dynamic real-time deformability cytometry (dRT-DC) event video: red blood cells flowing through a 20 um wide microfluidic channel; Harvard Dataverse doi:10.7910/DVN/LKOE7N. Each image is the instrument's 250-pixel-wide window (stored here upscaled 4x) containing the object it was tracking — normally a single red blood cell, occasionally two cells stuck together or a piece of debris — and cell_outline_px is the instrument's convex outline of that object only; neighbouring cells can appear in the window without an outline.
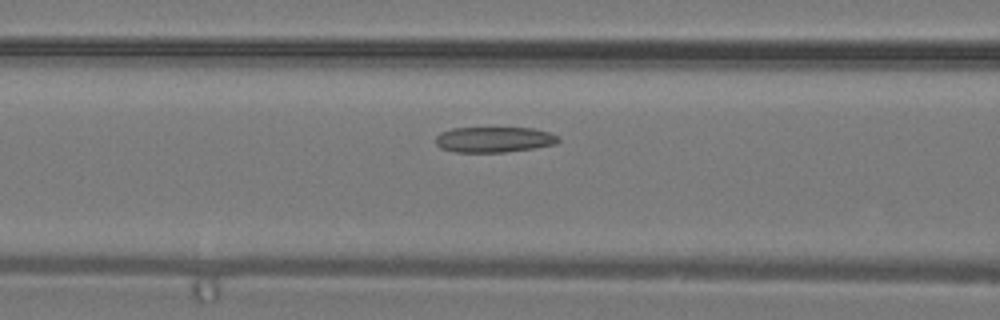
{"species": "common noctule bat (a hibernating species)", "species_latin": "Nyctalus noctula", "temperature_condition": "warm", "stored_images_in_passage": 32, "camera_frame_rate_fps": 3000, "um_per_image_px": 0.085, "animal": {"sex": "male", "body_mass_g": 19.2, "forearm_length_mm": 51.8}, "frame": {"image": 1, "passage_image": 10, "time_ms": 3.0, "image_size_px": [1000, 320], "cell_outline_px": [[560, 140], [556, 144], [532, 148], [504, 152], [452, 152], [440, 148], [436, 144], [436, 136], [440, 132], [452, 128], [536, 128], [560, 136]], "centroid_in_image_um": [41.99, 11.86], "position_along_channel_um": 124.6, "area_um2": 18.38}}
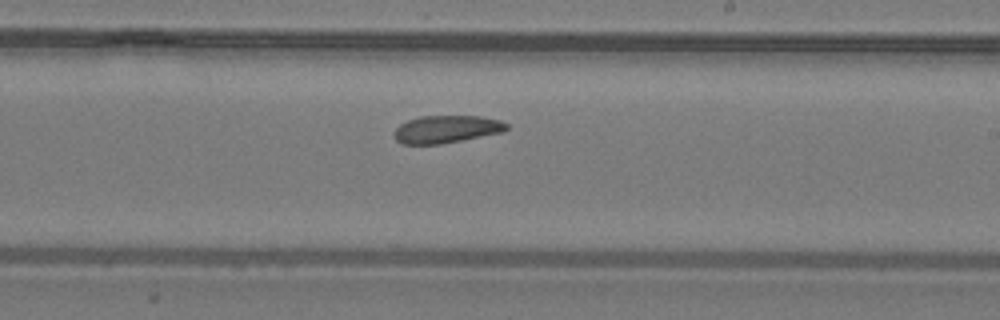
{"frame": {"image": 2, "passage_image": 17, "time_ms": 5.333, "image_size_px": [1000, 320], "cell_outline_px": [[508, 128], [500, 132], [440, 144], [400, 144], [396, 140], [396, 128], [400, 124], [408, 120], [420, 116], [480, 116], [500, 120], [508, 124]], "centroid_in_image_um": [37.93, 10.97], "position_along_channel_um": 251.1, "area_um2": 17.74}}
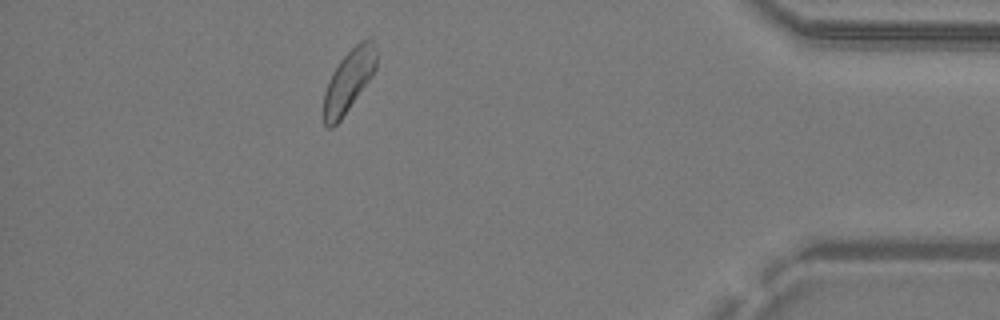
{"frame": {"image": 3, "passage_image": 28, "time_ms": 9.0, "image_size_px": [1000, 320], "cell_outline_px": [[376, 68], [372, 76], [340, 120], [332, 128], [328, 128], [324, 124], [324, 92], [328, 80], [332, 72], [340, 60], [360, 40], [372, 40], [376, 48]], "centroid_in_image_um": [29.63, 6.87], "position_along_channel_um": 405.6, "area_um2": 18.79}}